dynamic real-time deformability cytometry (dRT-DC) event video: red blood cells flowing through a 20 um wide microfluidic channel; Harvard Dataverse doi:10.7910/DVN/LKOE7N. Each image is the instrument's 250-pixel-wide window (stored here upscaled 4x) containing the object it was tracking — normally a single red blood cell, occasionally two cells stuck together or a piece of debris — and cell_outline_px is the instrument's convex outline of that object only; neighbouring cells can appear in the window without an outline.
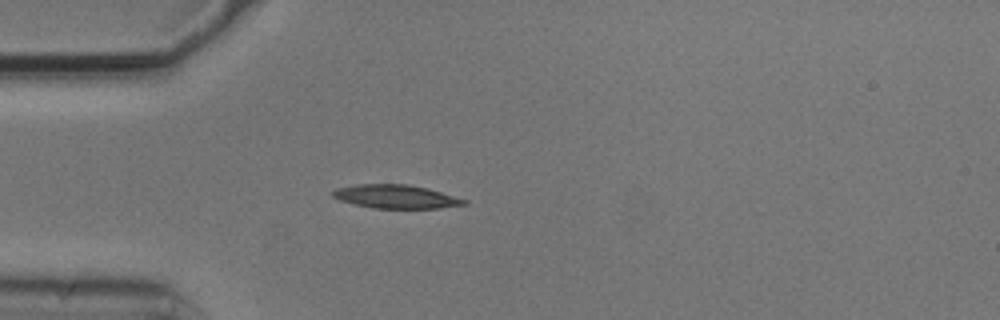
{"species": "common noctule bat (a hibernating species)", "species_latin": "Nyctalus noctula", "temperature_condition": "cold", "stored_images_in_passage": 5, "camera_frame_rate_fps": 3000, "um_per_image_px": 0.085, "animal": {"sex": "male", "body_mass_g": 20.5, "forearm_length_mm": 52.5}, "frame": {"image": 1, "passage_image": 5, "time_ms": 1.333, "image_size_px": [1000, 320], "cell_outline_px": [[468, 204], [440, 208], [376, 208], [356, 204], [340, 200], [332, 196], [332, 192], [336, 188], [356, 184], [408, 184], [428, 188], [468, 200]], "centroid_in_image_um": [33.68, 16.7], "position_along_channel_um": 51.3, "area_um2": 17.98}}